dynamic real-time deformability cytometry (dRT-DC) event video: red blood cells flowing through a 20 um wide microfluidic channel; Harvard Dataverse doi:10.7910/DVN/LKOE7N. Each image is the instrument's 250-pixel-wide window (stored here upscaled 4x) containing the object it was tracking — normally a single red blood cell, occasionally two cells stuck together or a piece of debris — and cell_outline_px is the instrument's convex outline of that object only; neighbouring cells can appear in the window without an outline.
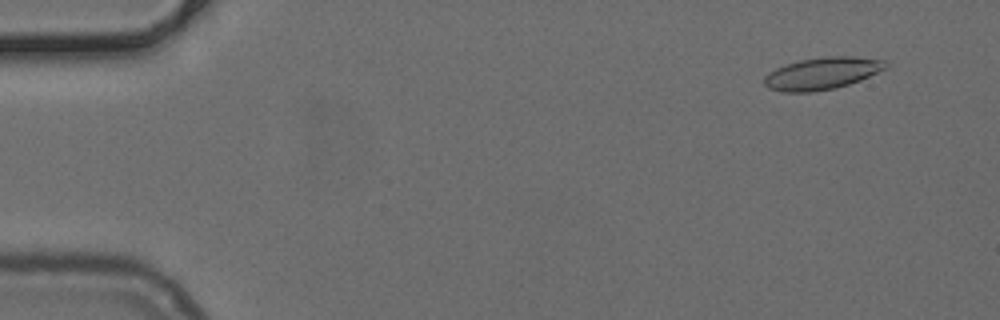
{"species": "common noctule bat (a hibernating species)", "species_latin": "Nyctalus noctula", "temperature_condition": "cold", "stored_images_in_passage": 52, "camera_frame_rate_fps": 3000, "um_per_image_px": 0.085, "animal": {"sex": "female", "body_mass_g": 24.6, "forearm_length_mm": 56.2}, "frame": {"image": 1, "passage_image": 4, "time_ms": 1.0, "image_size_px": [1000, 320], "cell_outline_px": [[888, 68], [860, 80], [836, 88], [812, 92], [784, 92], [768, 88], [764, 84], [764, 76], [776, 68], [800, 60], [824, 56], [852, 56], [884, 60], [888, 64]], "centroid_in_image_um": [69.9, 6.24], "position_along_channel_um": 15.1, "area_um2": 22.72}}
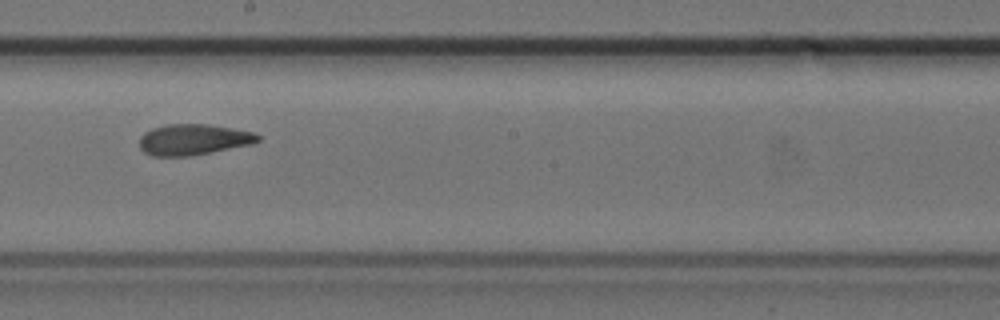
{"frame": {"image": 2, "passage_image": 29, "time_ms": 9.333, "image_size_px": [1000, 320], "cell_outline_px": [[260, 140], [252, 144], [192, 156], [152, 156], [144, 152], [140, 148], [140, 136], [144, 132], [152, 128], [168, 124], [208, 124], [232, 128], [252, 132], [260, 136]], "centroid_in_image_um": [16.42, 11.87], "position_along_channel_um": 231.8, "area_um2": 21.39}}
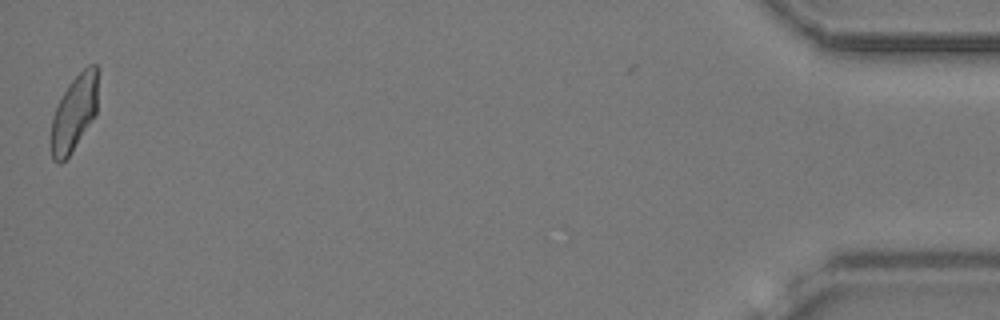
{"frame": {"image": 3, "passage_image": 51, "time_ms": 16.667, "image_size_px": [1000, 320], "cell_outline_px": [[96, 116], [72, 152], [60, 164], [56, 164], [52, 160], [52, 116], [68, 84], [88, 64], [96, 64]], "centroid_in_image_um": [6.3, 9.65], "position_along_channel_um": 428.9, "area_um2": 20.4}}